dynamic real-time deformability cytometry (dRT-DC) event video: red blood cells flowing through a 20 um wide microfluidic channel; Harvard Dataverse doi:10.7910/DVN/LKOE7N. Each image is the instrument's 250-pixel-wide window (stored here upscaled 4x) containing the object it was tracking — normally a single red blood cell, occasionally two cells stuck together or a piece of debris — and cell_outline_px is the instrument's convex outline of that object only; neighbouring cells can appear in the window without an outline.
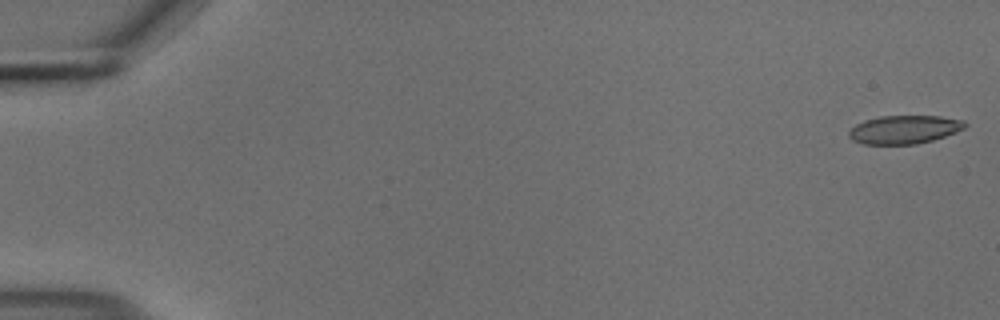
{"species": "common noctule bat (a hibernating species)", "species_latin": "Nyctalus noctula", "temperature_condition": "cold", "stored_images_in_passage": 55, "camera_frame_rate_fps": 3000, "um_per_image_px": 0.085, "animal": {"sex": "male", "body_mass_g": 18.8}, "frame": {"image": 1, "passage_image": 1, "time_ms": 0.0, "image_size_px": [1000, 320], "cell_outline_px": [[968, 124], [964, 128], [956, 132], [932, 140], [916, 144], [864, 144], [852, 140], [848, 136], [848, 132], [856, 124], [864, 120], [880, 116], [940, 116], [964, 120]], "centroid_in_image_um": [76.86, 11.0], "position_along_channel_um": 8.1, "area_um2": 19.19}}
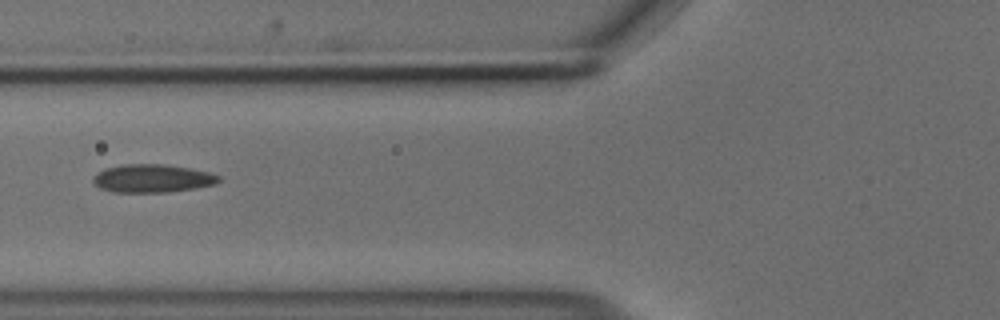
{"frame": {"image": 2, "passage_image": 22, "time_ms": 7.0, "image_size_px": [1000, 320], "cell_outline_px": [[220, 180], [216, 184], [196, 188], [168, 192], [112, 192], [100, 188], [92, 180], [92, 176], [96, 172], [104, 168], [124, 164], [164, 164], [188, 168], [208, 172], [220, 176]], "centroid_in_image_um": [12.92, 15.16], "position_along_channel_um": 112.9, "area_um2": 20.69}}
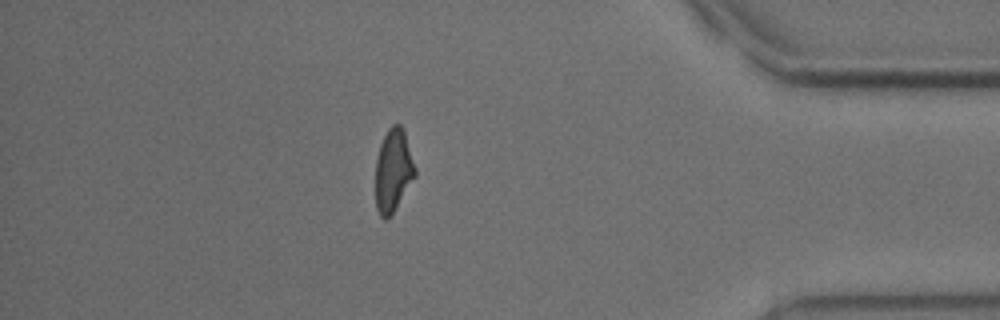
{"frame": {"image": 3, "passage_image": 48, "time_ms": 15.667, "image_size_px": [1000, 320], "cell_outline_px": [[416, 176], [388, 220], [384, 220], [380, 216], [376, 208], [376, 160], [380, 144], [388, 128], [392, 124], [400, 124], [404, 128], [416, 168]], "centroid_in_image_um": [33.43, 14.48], "position_along_channel_um": 401.8, "area_um2": 19.31}, "authors_computed_cell_mechanics": {"area_um2": 20.1144, "velocity_mm_per_s": 3.7151, "shape_relaxation_time_tau1_ms": 10.4509, "shape_relaxation_time_tau2_ms": 2.595, "deformation_change_tau1": 0.2014, "deformation_change_tau2": 0.08}}